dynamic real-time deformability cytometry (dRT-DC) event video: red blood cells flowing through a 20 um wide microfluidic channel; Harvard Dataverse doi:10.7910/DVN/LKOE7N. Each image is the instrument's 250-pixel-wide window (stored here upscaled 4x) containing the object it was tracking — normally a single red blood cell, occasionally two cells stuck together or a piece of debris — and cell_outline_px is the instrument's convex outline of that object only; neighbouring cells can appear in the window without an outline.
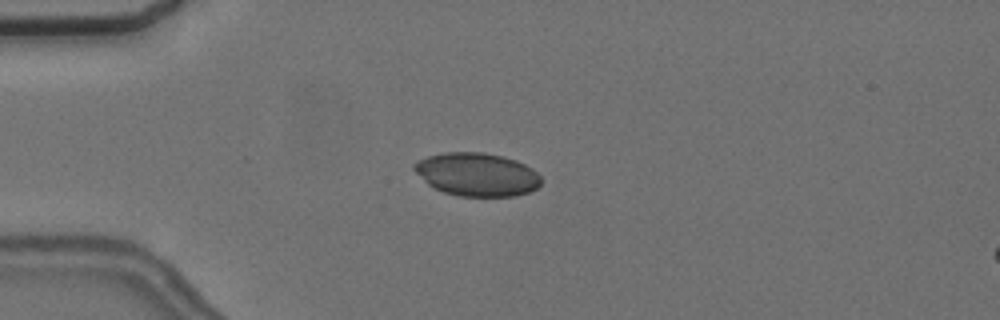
{"species": "common noctule bat (a hibernating species)", "species_latin": "Nyctalus noctula", "temperature_condition": "cold", "stored_images_in_passage": 56, "camera_frame_rate_fps": 3000, "um_per_image_px": 0.085, "animal": {"sex": "female", "body_mass_g": 24.6, "forearm_length_mm": 56.2}, "frame": {"image": 1, "passage_image": 14, "time_ms": 4.333, "image_size_px": [1000, 320], "cell_outline_px": [[540, 184], [536, 188], [528, 192], [516, 196], [460, 196], [444, 192], [432, 188], [412, 168], [412, 164], [416, 160], [428, 156], [444, 152], [484, 152], [504, 156], [516, 160], [532, 168], [540, 176]], "centroid_in_image_um": [40.51, 14.82], "position_along_channel_um": 44.5, "area_um2": 32.14}}
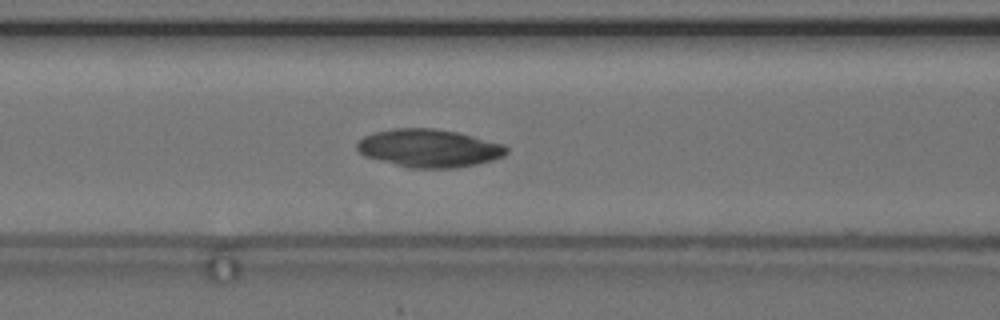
{"frame": {"image": 2, "passage_image": 23, "time_ms": 7.333, "image_size_px": [1000, 320], "cell_outline_px": [[508, 152], [504, 156], [492, 160], [476, 164], [456, 168], [408, 168], [364, 156], [356, 148], [356, 144], [364, 136], [376, 132], [392, 128], [432, 128], [456, 132], [504, 144], [508, 148]], "centroid_in_image_um": [36.47, 12.6], "position_along_channel_um": 130.1, "area_um2": 33.06}}
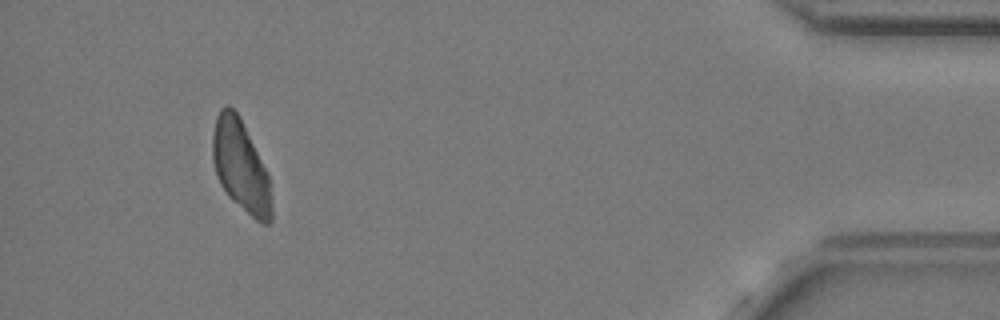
{"frame": {"image": 3, "passage_image": 52, "time_ms": 17.0, "image_size_px": [1000, 320], "cell_outline_px": [[272, 220], [268, 224], [260, 224], [232, 200], [228, 196], [220, 184], [212, 160], [212, 136], [216, 116], [220, 108], [228, 104], [240, 116], [268, 172], [272, 204]], "centroid_in_image_um": [20.47, 14.13], "position_along_channel_um": 414.7, "area_um2": 31.79}}